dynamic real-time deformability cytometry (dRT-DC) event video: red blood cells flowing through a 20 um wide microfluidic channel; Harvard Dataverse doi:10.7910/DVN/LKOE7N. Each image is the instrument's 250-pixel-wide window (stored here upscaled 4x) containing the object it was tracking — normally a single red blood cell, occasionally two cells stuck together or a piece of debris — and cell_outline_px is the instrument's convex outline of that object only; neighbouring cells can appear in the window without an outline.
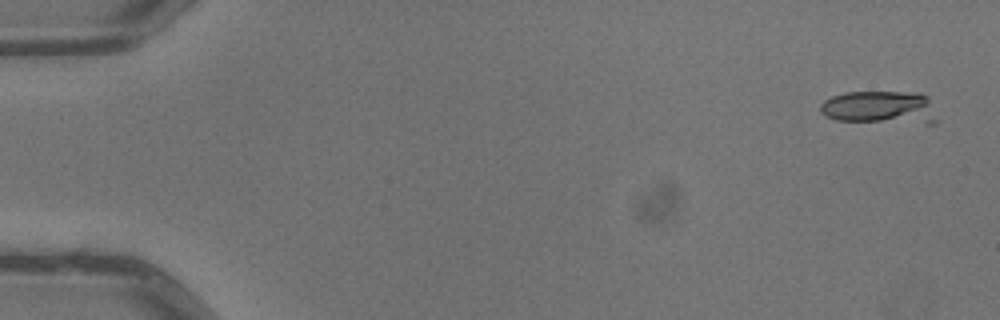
{"species": "common noctule bat (a hibernating species)", "species_latin": "Nyctalus noctula", "temperature_condition": "warm", "stored_images_in_passage": 3, "camera_frame_rate_fps": 3000, "um_per_image_px": 0.085, "animal": {"sex": "male", "body_mass_g": 13.3}, "frame": {"image": 1, "passage_image": 1, "time_ms": 0.0, "image_size_px": [1000, 320], "cell_outline_px": [[936, 124], [924, 124], [836, 120], [820, 112], [820, 104], [824, 100], [832, 96], [844, 92], [916, 92], [928, 96], [936, 120]], "centroid_in_image_um": [74.8, 9.14], "position_along_channel_um": 10.2, "area_um2": 22.72}}